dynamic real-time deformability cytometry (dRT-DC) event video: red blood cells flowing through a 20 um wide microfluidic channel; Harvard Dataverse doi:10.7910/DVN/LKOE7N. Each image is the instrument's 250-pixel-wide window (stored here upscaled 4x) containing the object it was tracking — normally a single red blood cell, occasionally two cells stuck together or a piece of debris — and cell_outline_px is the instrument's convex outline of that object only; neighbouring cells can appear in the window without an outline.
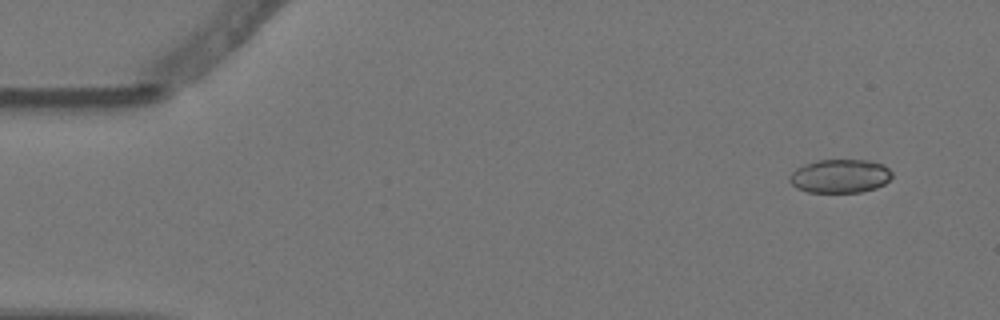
{"species": "Egyptian fruit bat (a non-hibernating species)", "species_latin": "Rousettus aegyptiacus", "temperature_condition": "warm", "stored_images_in_passage": 3, "segment_of_instrument_passage": [2, 2], "camera_frame_rate_fps": 3000, "um_per_image_px": 0.085, "animal": {"sex": "female"}, "frame": {"image": 1, "passage_image": 3, "time_ms": 0.667, "image_size_px": [1000, 320], "cell_outline_px": [[892, 176], [884, 184], [876, 188], [860, 192], [808, 192], [796, 188], [788, 180], [788, 176], [796, 168], [804, 164], [816, 160], [868, 160], [884, 164], [892, 172]], "centroid_in_image_um": [71.39, 14.96], "position_along_channel_um": 13.6, "area_um2": 20.23}}